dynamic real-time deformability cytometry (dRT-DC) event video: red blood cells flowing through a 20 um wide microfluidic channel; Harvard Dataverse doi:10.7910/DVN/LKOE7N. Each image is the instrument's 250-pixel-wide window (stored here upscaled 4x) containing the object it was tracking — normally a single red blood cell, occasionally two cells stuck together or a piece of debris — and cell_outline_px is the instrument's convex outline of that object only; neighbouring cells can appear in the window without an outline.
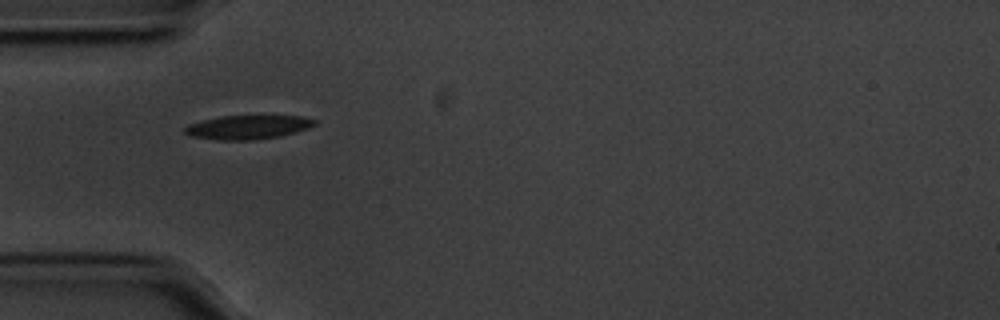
{"species": "common noctule bat (a hibernating species)", "species_latin": "Nyctalus noctula", "temperature_condition": "cold", "stored_images_in_passage": 40, "camera_frame_rate_fps": 3000, "um_per_image_px": 0.085, "animal": {"sex": "male", "body_mass_g": 20.1, "forearm_length_mm": 53.5}, "frame": {"image": 1, "passage_image": 1, "time_ms": 0.0, "image_size_px": [1000, 320], "cell_outline_px": [[316, 124], [308, 128], [296, 132], [280, 136], [252, 140], [220, 140], [192, 136], [184, 132], [184, 128], [188, 124], [220, 116], [300, 116], [316, 120]], "centroid_in_image_um": [21.07, 10.81], "position_along_channel_um": 63.9, "area_um2": 17.92}}
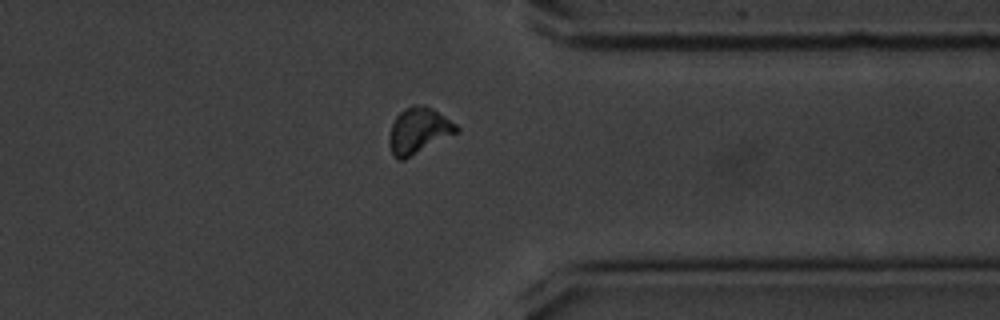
{"frame": {"image": 2, "passage_image": 28, "time_ms": 9.0, "image_size_px": [1000, 320], "cell_outline_px": [[460, 132], [404, 160], [396, 160], [392, 156], [388, 144], [388, 136], [392, 124], [396, 116], [404, 108], [412, 104], [424, 104], [432, 108], [456, 124], [460, 128]], "centroid_in_image_um": [35.57, 11.12], "position_along_channel_um": 375.8, "area_um2": 18.5}}
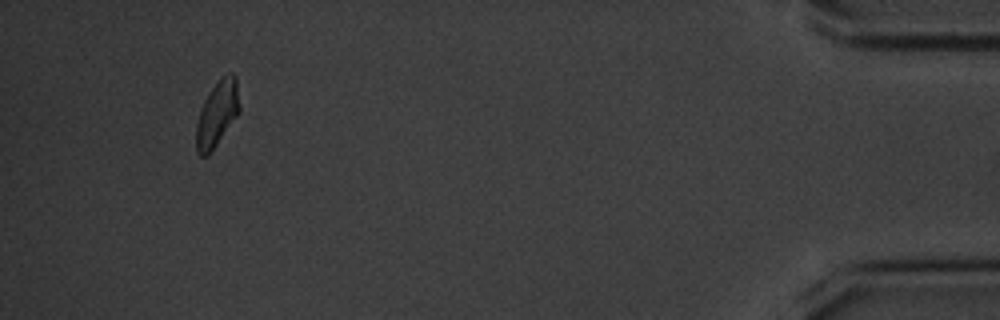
{"frame": {"image": 3, "passage_image": 37, "time_ms": 12.0, "image_size_px": [1000, 320], "cell_outline_px": [[240, 112], [208, 156], [200, 156], [196, 152], [196, 124], [200, 108], [204, 100], [212, 88], [228, 72], [232, 72], [236, 76], [240, 108]], "centroid_in_image_um": [18.45, 9.69], "position_along_channel_um": 416.7, "area_um2": 16.53}, "authors_computed_cell_mechanics": {"area_um2": 17.5712, "velocity_mm_per_s": 3.5236, "shape_relaxation_time_tau1_ms": 3.1161, "shape_relaxation_time_tau2_ms": 7.6992, "deformation_change_tau1": 0.1041, "deformation_change_tau2": 0.1134}}